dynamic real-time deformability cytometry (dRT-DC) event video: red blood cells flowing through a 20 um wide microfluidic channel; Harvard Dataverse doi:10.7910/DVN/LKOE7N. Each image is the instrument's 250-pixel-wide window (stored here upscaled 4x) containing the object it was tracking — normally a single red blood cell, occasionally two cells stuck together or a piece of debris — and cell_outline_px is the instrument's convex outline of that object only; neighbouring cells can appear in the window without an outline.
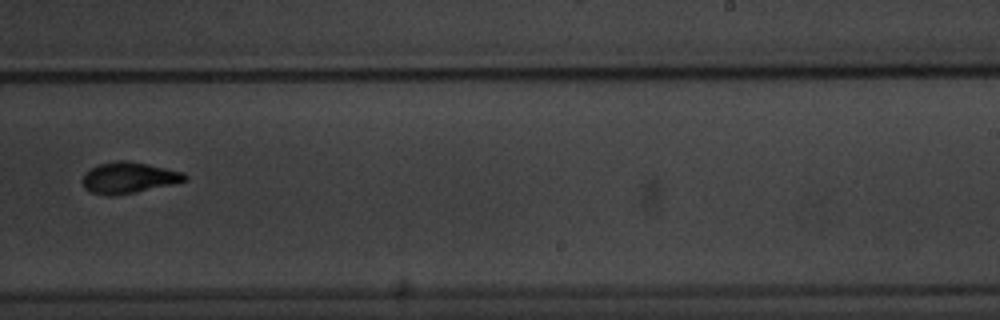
{"species": "common noctule bat (a hibernating species)", "species_latin": "Nyctalus noctula", "temperature_condition": "warm", "stored_images_in_passage": 11, "camera_frame_rate_fps": 3000, "um_per_image_px": 0.085, "animal": {"sex": "male", "body_mass_g": 20.1, "forearm_length_mm": 53.5}, "frame": {"image": 1, "passage_image": 11, "time_ms": 12.667, "image_size_px": [1000, 320], "cell_outline_px": [[188, 180], [172, 184], [136, 192], [116, 196], [104, 196], [88, 192], [84, 188], [80, 180], [92, 168], [100, 164], [116, 160], [124, 160], [148, 164], [184, 172], [188, 176]], "centroid_in_image_um": [10.93, 15.13], "position_along_channel_um": 278.1, "area_um2": 18.73}}